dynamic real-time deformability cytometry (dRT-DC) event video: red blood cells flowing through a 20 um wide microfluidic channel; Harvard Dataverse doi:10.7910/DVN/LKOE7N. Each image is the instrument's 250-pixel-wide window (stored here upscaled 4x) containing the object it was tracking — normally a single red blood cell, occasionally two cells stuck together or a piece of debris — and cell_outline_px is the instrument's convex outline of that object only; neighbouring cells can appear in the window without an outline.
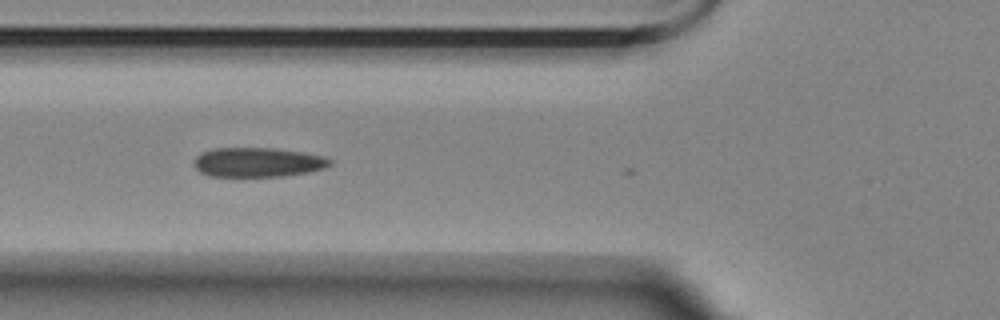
{"species": "Egyptian fruit bat (a non-hibernating species)", "species_latin": "Rousettus aegyptiacus", "temperature_condition": "room temperature", "stored_images_in_passage": 6, "camera_frame_rate_fps": 3000, "um_per_image_px": 0.085, "animal": {"sex": "female"}, "frame": {"image": 1, "passage_image": 3, "time_ms": 0.667, "image_size_px": [1000, 320], "cell_outline_px": [[332, 164], [324, 168], [308, 172], [280, 176], [208, 176], [200, 172], [196, 168], [196, 156], [204, 152], [216, 148], [272, 148], [300, 152], [324, 156], [332, 160]], "centroid_in_image_um": [21.94, 13.79], "position_along_channel_um": 103.9, "area_um2": 23.0}}